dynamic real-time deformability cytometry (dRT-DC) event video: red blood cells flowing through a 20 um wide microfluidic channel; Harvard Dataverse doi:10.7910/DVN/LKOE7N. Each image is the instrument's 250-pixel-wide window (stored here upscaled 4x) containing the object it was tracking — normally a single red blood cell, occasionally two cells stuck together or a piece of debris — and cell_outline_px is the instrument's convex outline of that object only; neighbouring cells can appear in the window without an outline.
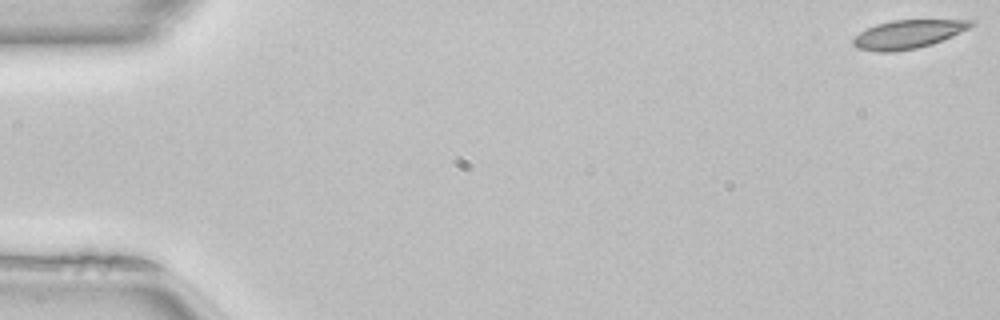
{"species": "common noctule bat (a hibernating species)", "species_latin": "Nyctalus noctula", "temperature_condition": "room temperature", "stored_images_in_passage": 51, "camera_frame_rate_fps": 3000, "um_per_image_px": 0.085, "animal": {"sex": "female", "body_mass_g": 22.7, "forearm_length_mm": 54.2}, "frame": {"image": 1, "passage_image": 1, "time_ms": 0.0, "image_size_px": [1000, 320], "cell_outline_px": [[976, 24], [952, 36], [932, 44], [916, 48], [896, 52], [876, 52], [856, 48], [852, 44], [852, 40], [860, 32], [876, 24], [892, 20], [976, 20]], "centroid_in_image_um": [77.16, 2.92], "position_along_channel_um": 7.8, "area_um2": 19.59}}
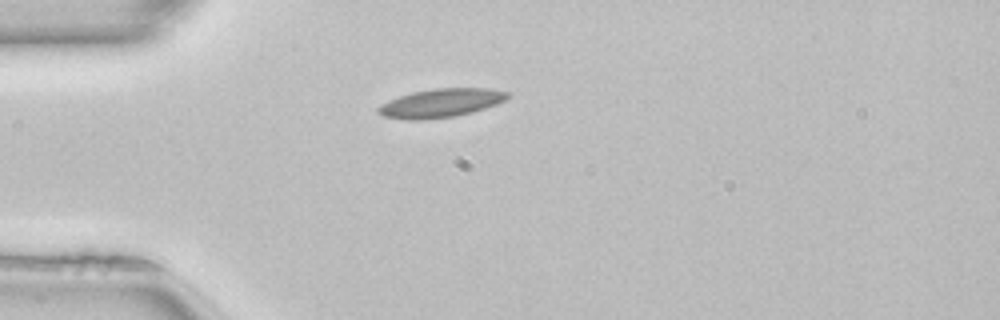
{"frame": {"image": 2, "passage_image": 14, "time_ms": 4.333, "image_size_px": [1000, 320], "cell_outline_px": [[512, 96], [496, 104], [472, 112], [456, 116], [420, 120], [404, 120], [384, 116], [376, 112], [376, 108], [380, 104], [388, 100], [412, 92], [436, 88], [492, 88], [512, 92]], "centroid_in_image_um": [37.49, 8.75], "position_along_channel_um": 47.5, "area_um2": 21.85}}
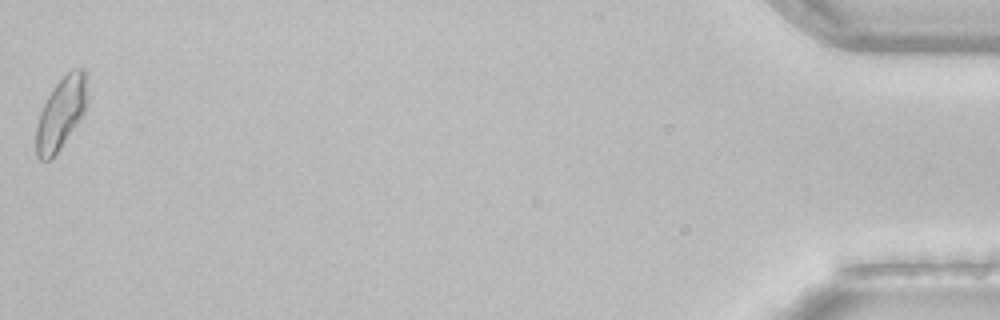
{"frame": {"image": 3, "passage_image": 51, "time_ms": 16.667, "image_size_px": [1000, 320], "cell_outline_px": [[88, 100], [84, 112], [60, 148], [48, 160], [40, 160], [36, 156], [36, 128], [40, 112], [48, 96], [56, 84], [72, 68], [84, 68]], "centroid_in_image_um": [5.19, 9.61], "position_along_channel_um": 430.0, "area_um2": 20.98}, "authors_computed_cell_mechanics": {"area_um2": 19.7098, "velocity_mm_per_s": 4.0462, "shape_relaxation_time_tau1_ms": null, "shape_relaxation_time_tau2_ms": 4.4482, "deformation_change_tau1": null, "deformation_change_tau2": 0.0629}}